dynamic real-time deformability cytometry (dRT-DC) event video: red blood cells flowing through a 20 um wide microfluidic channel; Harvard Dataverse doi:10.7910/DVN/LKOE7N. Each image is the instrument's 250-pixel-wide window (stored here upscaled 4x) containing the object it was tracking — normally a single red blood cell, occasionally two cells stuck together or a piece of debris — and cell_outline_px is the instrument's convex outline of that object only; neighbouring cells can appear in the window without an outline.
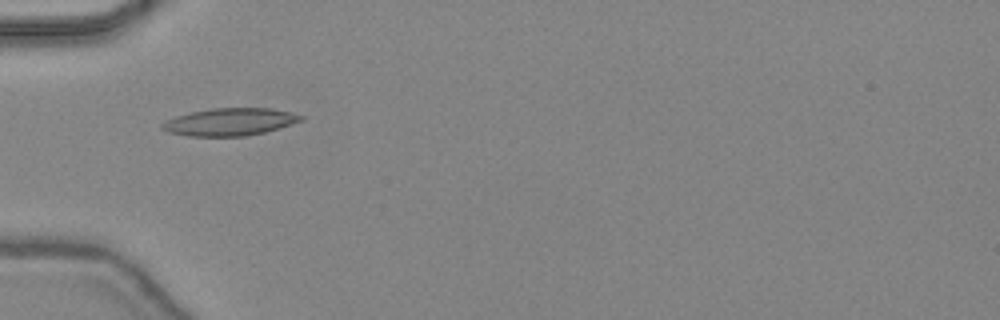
{"species": "common noctule bat (a hibernating species)", "species_latin": "Nyctalus noctula", "temperature_condition": "warm", "stored_images_in_passage": 14, "camera_frame_rate_fps": 3000, "um_per_image_px": 0.085, "animal": {"sex": "female", "body_mass_g": 24.6, "forearm_length_mm": 56.2}, "frame": {"image": 1, "passage_image": 1, "time_ms": 0.0, "image_size_px": [1000, 320], "cell_outline_px": [[304, 120], [280, 128], [264, 132], [244, 136], [188, 136], [168, 132], [160, 128], [160, 124], [164, 120], [188, 112], [212, 108], [272, 108], [292, 112], [304, 116]], "centroid_in_image_um": [19.52, 10.35], "position_along_channel_um": 65.5, "area_um2": 22.48}}
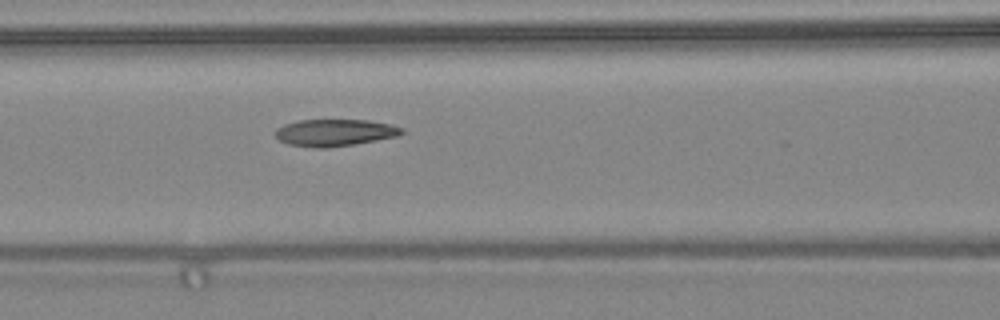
{"frame": {"image": 2, "passage_image": 6, "time_ms": 1.667, "image_size_px": [1000, 320], "cell_outline_px": [[404, 132], [396, 136], [376, 140], [328, 148], [312, 148], [288, 144], [280, 140], [276, 136], [276, 128], [284, 124], [300, 120], [368, 120], [392, 124], [404, 128]], "centroid_in_image_um": [28.45, 11.27], "position_along_channel_um": 138.1, "area_um2": 19.83}}
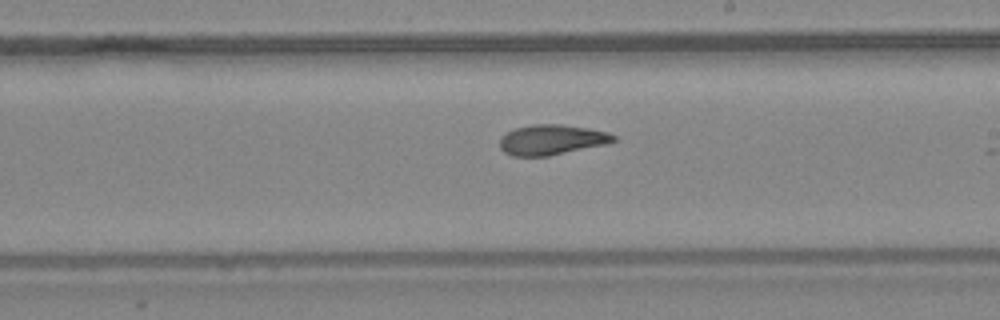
{"frame": {"image": 3, "passage_image": 13, "time_ms": 4.0, "image_size_px": [1000, 320], "cell_outline_px": [[616, 140], [604, 144], [548, 156], [512, 156], [504, 152], [500, 148], [500, 136], [516, 128], [532, 124], [560, 124], [588, 128], [608, 132], [616, 136]], "centroid_in_image_um": [46.86, 11.87], "position_along_channel_um": 242.1, "area_um2": 19.88}}